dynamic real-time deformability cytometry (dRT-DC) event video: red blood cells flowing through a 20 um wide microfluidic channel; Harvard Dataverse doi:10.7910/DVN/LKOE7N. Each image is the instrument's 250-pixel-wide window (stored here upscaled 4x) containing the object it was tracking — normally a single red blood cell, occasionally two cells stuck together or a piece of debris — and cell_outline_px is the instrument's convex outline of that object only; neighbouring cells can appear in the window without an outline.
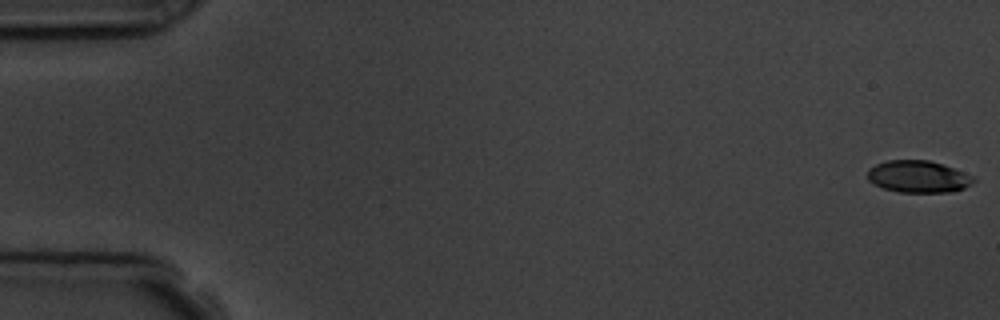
{"species": "common noctule bat (a hibernating species)", "species_latin": "Nyctalus noctula", "temperature_condition": "room temperature", "stored_images_in_passage": 9, "camera_frame_rate_fps": 3000, "um_per_image_px": 0.085, "animal": {"sex": "male", "body_mass_g": 19.5, "forearm_length_mm": 54.6}, "frame": {"image": 1, "passage_image": 1, "time_ms": 0.0, "image_size_px": [1000, 320], "cell_outline_px": [[976, 180], [972, 184], [964, 188], [952, 192], [900, 192], [884, 188], [868, 180], [868, 168], [876, 164], [888, 160], [928, 160], [976, 176]], "centroid_in_image_um": [78.08, 15.01], "position_along_channel_um": 6.9, "area_um2": 19.71}}
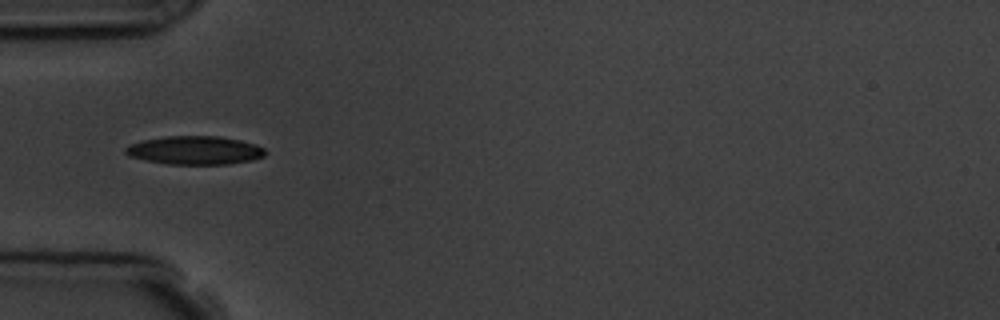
{"frame": {"image": 2, "passage_image": 6, "time_ms": 5.667, "image_size_px": [1000, 320], "cell_outline_px": [[268, 152], [264, 156], [252, 160], [228, 164], [168, 164], [144, 160], [128, 156], [124, 152], [124, 148], [128, 144], [144, 140], [168, 136], [220, 136], [240, 140], [256, 144], [264, 148]], "centroid_in_image_um": [16.56, 12.77], "position_along_channel_um": 68.4, "area_um2": 23.35}}